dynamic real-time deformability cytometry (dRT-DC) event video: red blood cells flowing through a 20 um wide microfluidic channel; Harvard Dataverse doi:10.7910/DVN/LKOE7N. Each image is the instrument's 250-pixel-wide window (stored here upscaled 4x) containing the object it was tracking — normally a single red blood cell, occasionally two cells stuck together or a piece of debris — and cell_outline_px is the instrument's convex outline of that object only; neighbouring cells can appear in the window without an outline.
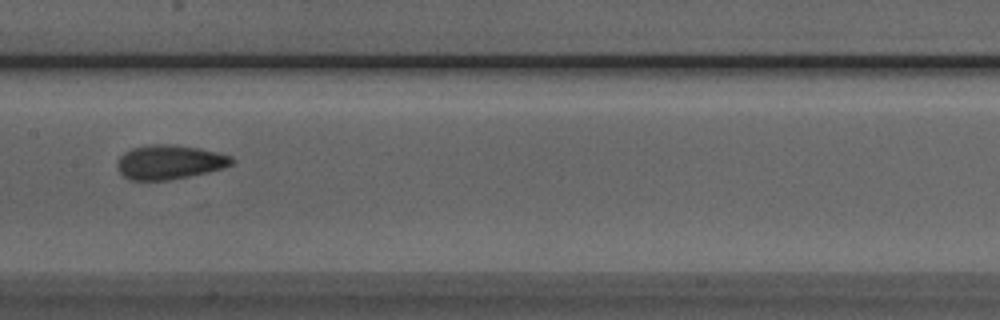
{"species": "Egyptian fruit bat (a non-hibernating species)", "species_latin": "Rousettus aegyptiacus", "temperature_condition": "room temperature", "stored_images_in_passage": 8, "camera_frame_rate_fps": 3000, "um_per_image_px": 0.085, "animal": {"sex": "male"}, "frame": {"image": 1, "passage_image": 5, "time_ms": 1.333, "image_size_px": [1000, 320], "cell_outline_px": [[236, 160], [232, 164], [220, 168], [188, 176], [168, 180], [128, 180], [120, 172], [116, 164], [120, 156], [124, 152], [132, 148], [156, 144], [172, 144], [200, 148], [220, 152], [232, 156]], "centroid_in_image_um": [14.4, 13.77], "position_along_channel_um": 193.0, "area_um2": 22.77}}
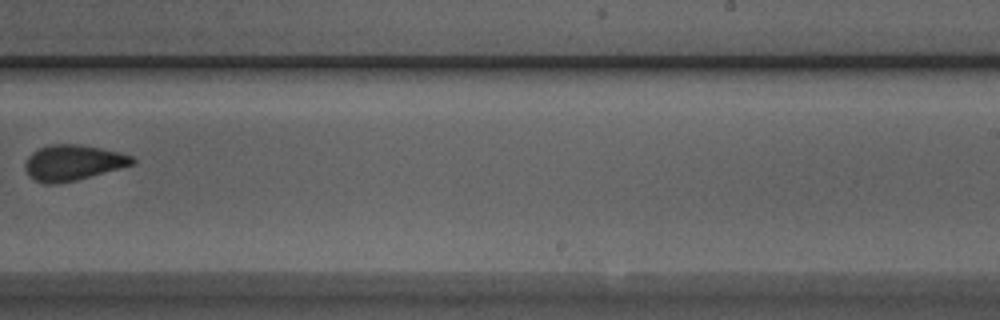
{"frame": {"image": 2, "passage_image": 7, "time_ms": 2.0, "image_size_px": [1000, 320], "cell_outline_px": [[136, 164], [76, 180], [56, 184], [44, 184], [36, 180], [24, 168], [24, 164], [28, 156], [32, 152], [48, 144], [76, 144], [100, 148], [120, 152], [132, 156], [136, 160]], "centroid_in_image_um": [6.22, 13.82], "position_along_channel_um": 282.8, "area_um2": 22.2}}
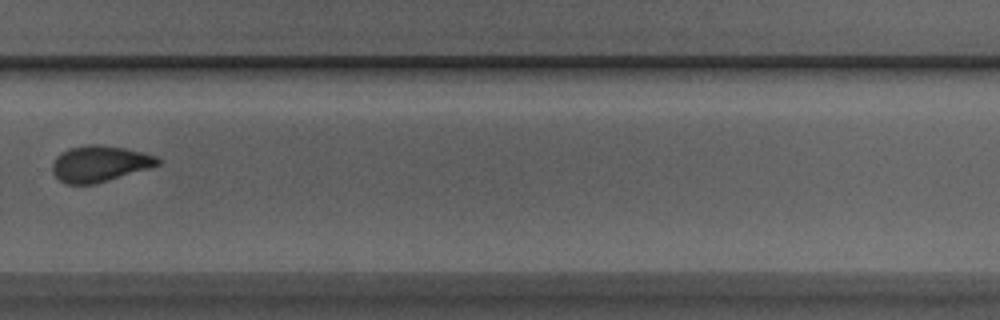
{"frame": {"image": 3, "passage_image": 8, "time_ms": 2.333, "image_size_px": [1000, 320], "cell_outline_px": [[160, 164], [148, 168], [108, 180], [92, 184], [64, 184], [52, 172], [52, 164], [56, 156], [68, 148], [88, 144], [100, 144], [124, 148], [160, 156]], "centroid_in_image_um": [8.46, 13.9], "position_along_channel_um": 321.3, "area_um2": 22.14}}